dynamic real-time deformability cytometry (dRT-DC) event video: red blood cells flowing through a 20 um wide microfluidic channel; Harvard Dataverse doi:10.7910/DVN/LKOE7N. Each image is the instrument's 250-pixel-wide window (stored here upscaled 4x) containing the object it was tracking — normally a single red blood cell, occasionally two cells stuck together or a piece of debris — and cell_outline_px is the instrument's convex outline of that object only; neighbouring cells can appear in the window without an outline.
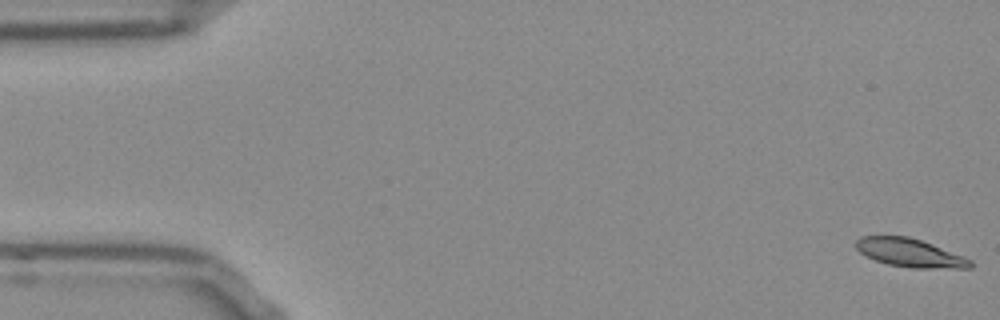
{"species": "Egyptian fruit bat (a non-hibernating species)", "species_latin": "Rousettus aegyptiacus", "temperature_condition": "room temperature", "stored_images_in_passage": 53, "camera_frame_rate_fps": 3000, "um_per_image_px": 0.085, "frame": {"image": 1, "passage_image": 1, "time_ms": 0.0, "image_size_px": [1000, 320], "cell_outline_px": [[972, 268], [912, 268], [888, 264], [864, 256], [856, 248], [856, 240], [860, 236], [908, 236], [932, 244], [964, 256], [972, 260]], "centroid_in_image_um": [77.34, 21.49], "position_along_channel_um": 7.7, "area_um2": 18.9}}
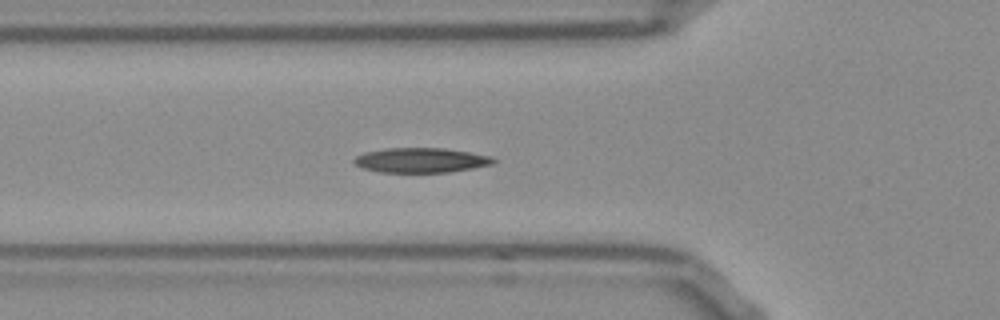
{"frame": {"image": 2, "passage_image": 18, "time_ms": 5.667, "image_size_px": [1000, 320], "cell_outline_px": [[496, 164], [448, 172], [380, 172], [364, 168], [356, 164], [352, 160], [356, 156], [364, 152], [388, 148], [444, 148], [492, 156], [496, 160]], "centroid_in_image_um": [35.81, 13.61], "position_along_channel_um": 90.0, "area_um2": 20.06}}
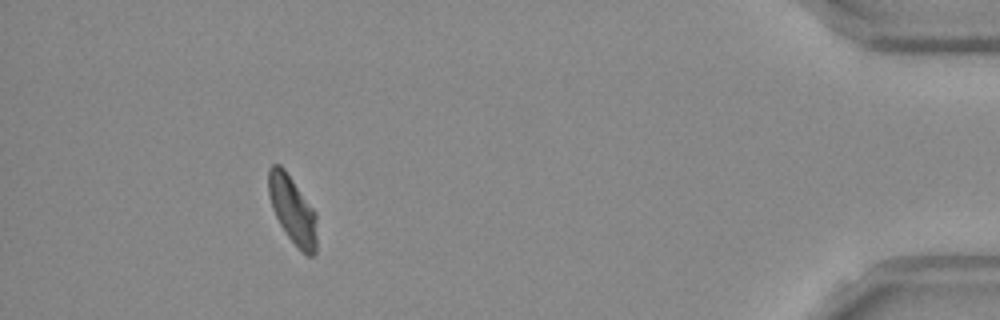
{"frame": {"image": 3, "passage_image": 48, "time_ms": 15.667, "image_size_px": [1000, 320], "cell_outline_px": [[316, 252], [312, 256], [308, 256], [288, 236], [280, 224], [272, 208], [268, 192], [268, 168], [272, 164], [280, 164], [284, 168], [316, 212]], "centroid_in_image_um": [24.85, 17.8], "position_along_channel_um": 410.3, "area_um2": 18.84}, "authors_computed_cell_mechanics": {"area_um2": 19.363, "velocity_mm_per_s": 3.8314, "shape_relaxation_time_tau1_ms": null, "shape_relaxation_time_tau2_ms": 4.9288, "deformation_change_tau1": null, "deformation_change_tau2": 0.1058}}